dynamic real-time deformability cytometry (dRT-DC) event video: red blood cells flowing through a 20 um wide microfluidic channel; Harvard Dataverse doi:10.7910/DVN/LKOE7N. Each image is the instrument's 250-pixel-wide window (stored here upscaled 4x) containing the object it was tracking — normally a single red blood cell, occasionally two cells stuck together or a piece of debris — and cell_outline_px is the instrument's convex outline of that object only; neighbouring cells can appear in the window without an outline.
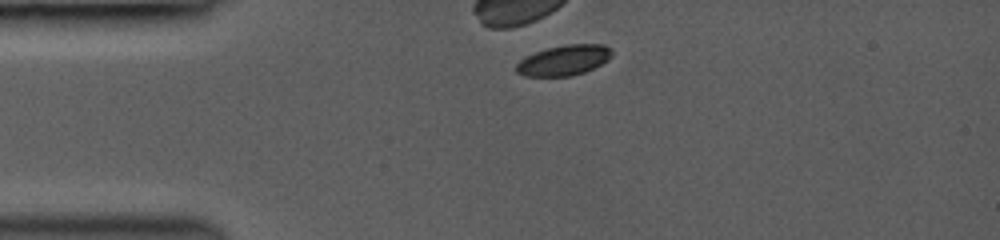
{"species": "common noctule bat (a hibernating species)", "species_latin": "Nyctalus noctula", "temperature_condition": "room temperature", "stored_images_in_passage": 3, "camera_frame_rate_fps": 3000, "um_per_image_px": 0.085, "animal": {"sex": "female", "body_mass_g": 19.0, "forearm_length_mm": 53.3}, "frame": {"image": 1, "passage_image": 1, "time_ms": 0.0, "image_size_px": [1000, 240], "cell_outline_px": [[612, 56], [608, 60], [584, 72], [572, 76], [524, 76], [516, 72], [516, 64], [520, 60], [536, 52], [548, 48], [564, 44], [604, 44], [612, 48]], "centroid_in_image_um": [47.96, 5.12], "position_along_channel_um": 37.0, "area_um2": 16.88}}